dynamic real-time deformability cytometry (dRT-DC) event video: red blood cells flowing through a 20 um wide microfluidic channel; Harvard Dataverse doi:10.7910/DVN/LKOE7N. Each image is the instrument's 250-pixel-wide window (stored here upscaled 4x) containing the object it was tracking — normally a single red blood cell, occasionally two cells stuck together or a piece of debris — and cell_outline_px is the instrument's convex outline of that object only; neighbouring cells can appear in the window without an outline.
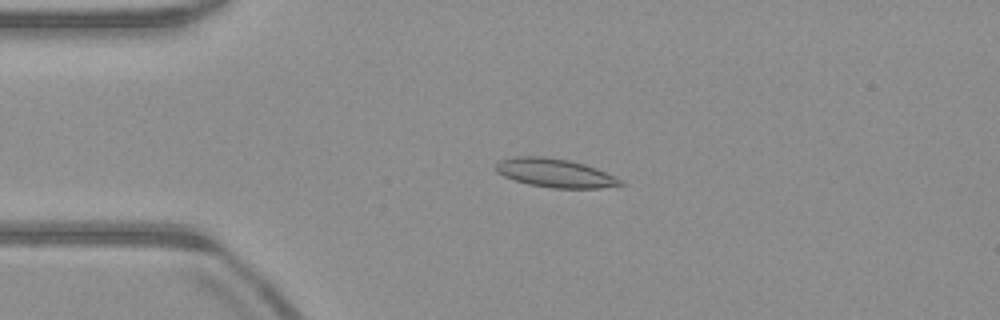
{"species": "common noctule bat (a hibernating species)", "species_latin": "Nyctalus noctula", "temperature_condition": "warm", "stored_images_in_passage": 52, "camera_frame_rate_fps": 3000, "um_per_image_px": 0.085, "animal": {"sex": "male", "body_mass_g": 23.1, "forearm_length_mm": 52.7}, "frame": {"image": 1, "passage_image": 12, "time_ms": 3.667, "image_size_px": [1000, 320], "cell_outline_px": [[628, 184], [600, 188], [552, 188], [528, 184], [504, 176], [496, 172], [496, 164], [500, 160], [516, 156], [544, 156], [568, 160], [584, 164], [596, 168], [624, 180]], "centroid_in_image_um": [47.22, 14.71], "position_along_channel_um": 37.8, "area_um2": 20.87}}
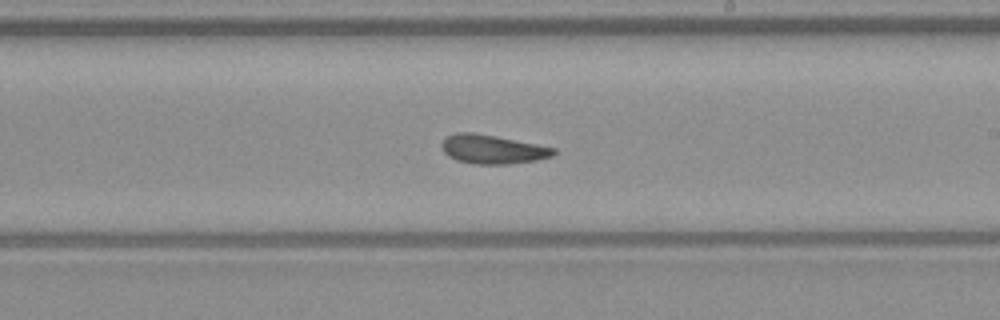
{"frame": {"image": 2, "passage_image": 30, "time_ms": 9.667, "image_size_px": [1000, 320], "cell_outline_px": [[556, 152], [552, 156], [536, 160], [508, 164], [476, 164], [456, 160], [448, 156], [444, 152], [440, 144], [448, 136], [456, 132], [476, 132], [556, 148]], "centroid_in_image_um": [41.85, 12.68], "position_along_channel_um": 247.2, "area_um2": 18.84}}
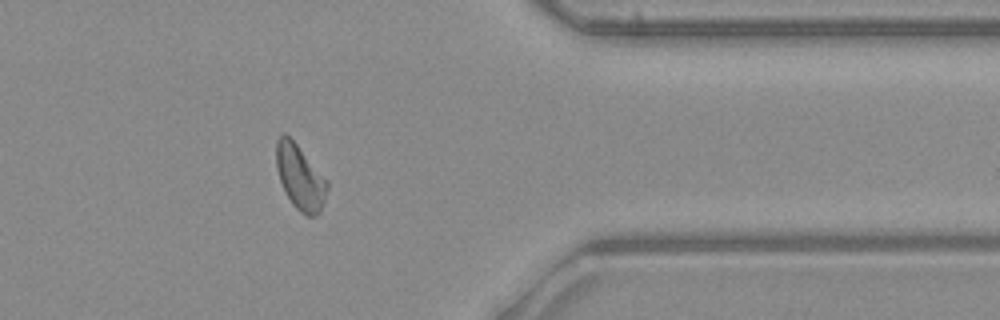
{"frame": {"image": 3, "passage_image": 42, "time_ms": 13.667, "image_size_px": [1000, 320], "cell_outline_px": [[328, 188], [324, 204], [320, 212], [316, 216], [308, 216], [300, 212], [292, 204], [284, 192], [276, 168], [276, 140], [284, 132], [296, 144], [328, 180]], "centroid_in_image_um": [25.51, 15.1], "position_along_channel_um": 385.9, "area_um2": 19.31}, "authors_computed_cell_mechanics": {"area_um2": 19.1607, "velocity_mm_per_s": 3.9524, "shape_relaxation_time_tau1_ms": 5.4097, "shape_relaxation_time_tau2_ms": 2.1364, "deformation_change_tau1": 0.1472, "deformation_change_tau2": 0.0979}}